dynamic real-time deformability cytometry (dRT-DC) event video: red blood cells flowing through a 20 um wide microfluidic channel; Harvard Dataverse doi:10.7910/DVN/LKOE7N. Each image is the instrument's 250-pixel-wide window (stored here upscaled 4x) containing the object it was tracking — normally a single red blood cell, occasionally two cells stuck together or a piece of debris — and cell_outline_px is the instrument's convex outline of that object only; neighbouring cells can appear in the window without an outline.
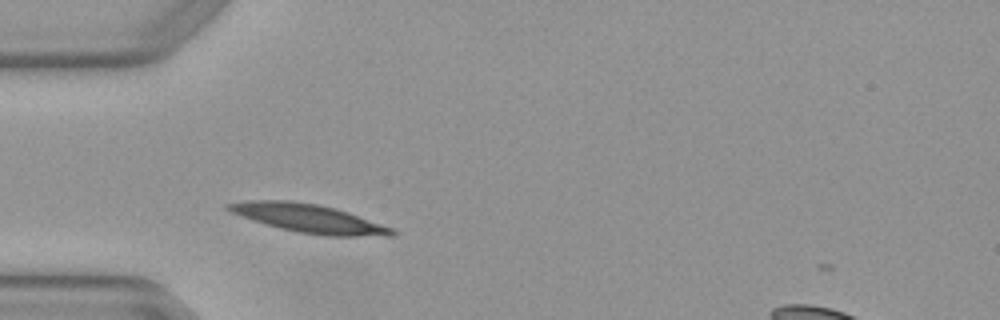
{"species": "Egyptian fruit bat (a non-hibernating species)", "species_latin": "Rousettus aegyptiacus", "temperature_condition": "warm", "stored_images_in_passage": 1, "camera_frame_rate_fps": 3000, "um_per_image_px": 0.085, "animal": {"sex": "female"}, "frame": {"image": 1, "passage_image": 1, "time_ms": 0.0, "image_size_px": [1000, 320], "cell_outline_px": [[396, 232], [392, 236], [324, 236], [296, 232], [280, 228], [252, 220], [232, 212], [224, 208], [224, 204], [244, 200], [292, 200], [316, 204], [336, 208], [348, 212], [392, 228]], "centroid_in_image_um": [26.2, 18.55], "position_along_channel_um": 58.8, "area_um2": 27.17}}